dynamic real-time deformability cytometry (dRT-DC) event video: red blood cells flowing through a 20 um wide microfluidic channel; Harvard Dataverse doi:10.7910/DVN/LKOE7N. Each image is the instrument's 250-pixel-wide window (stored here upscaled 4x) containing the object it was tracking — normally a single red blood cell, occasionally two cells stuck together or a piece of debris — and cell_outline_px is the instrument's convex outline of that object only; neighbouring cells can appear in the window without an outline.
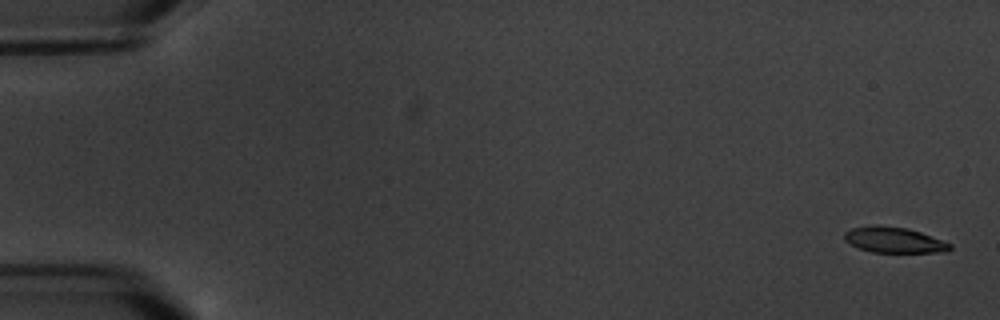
{"species": "common noctule bat (a hibernating species)", "species_latin": "Nyctalus noctula", "temperature_condition": "warm", "stored_images_in_passage": 4, "camera_frame_rate_fps": 3000, "um_per_image_px": 0.085, "animal": {"sex": "male", "body_mass_g": 20.1, "forearm_length_mm": 53.5}, "frame": {"image": 1, "passage_image": 1, "time_ms": 0.0, "image_size_px": [1000, 320], "cell_outline_px": [[952, 248], [948, 252], [872, 252], [860, 248], [844, 240], [844, 232], [852, 228], [876, 224], [880, 224], [908, 228], [920, 232], [952, 244]], "centroid_in_image_um": [76.0, 20.38], "position_along_channel_um": 9.0, "area_um2": 15.84}}